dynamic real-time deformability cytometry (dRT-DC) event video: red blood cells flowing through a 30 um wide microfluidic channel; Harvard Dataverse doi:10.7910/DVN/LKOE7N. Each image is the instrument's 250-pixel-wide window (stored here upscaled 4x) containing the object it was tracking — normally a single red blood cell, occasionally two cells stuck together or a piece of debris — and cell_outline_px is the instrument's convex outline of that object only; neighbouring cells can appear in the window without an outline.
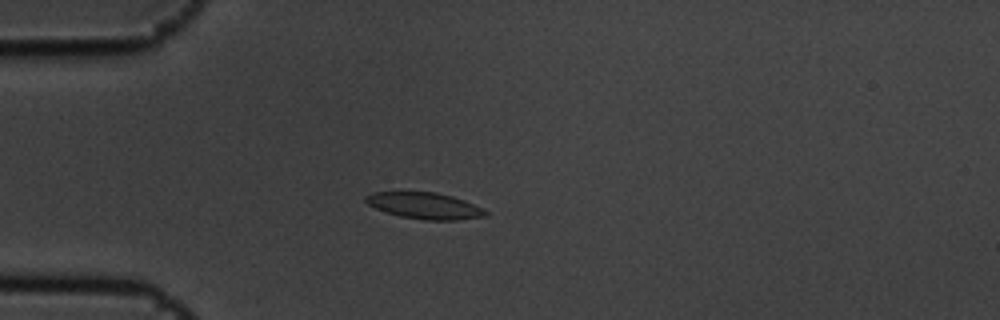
{"species": "common noctule bat (a hibernating species)", "species_latin": "Nyctalus noctula", "temperature_condition": "cold", "stored_images_in_passage": 13, "camera_frame_rate_fps": 3000, "um_per_image_px": 0.085, "animal": {"sex": "male", "body_mass_g": 19.5, "forearm_length_mm": 54.6}, "frame": {"image": 1, "passage_image": 2, "time_ms": 0.333, "image_size_px": [1000, 320], "cell_outline_px": [[488, 212], [484, 216], [456, 220], [424, 220], [400, 216], [376, 208], [368, 204], [364, 200], [364, 196], [372, 192], [436, 192], [452, 196], [464, 200]], "centroid_in_image_um": [36.05, 17.48], "position_along_channel_um": 48.9, "area_um2": 18.15}}
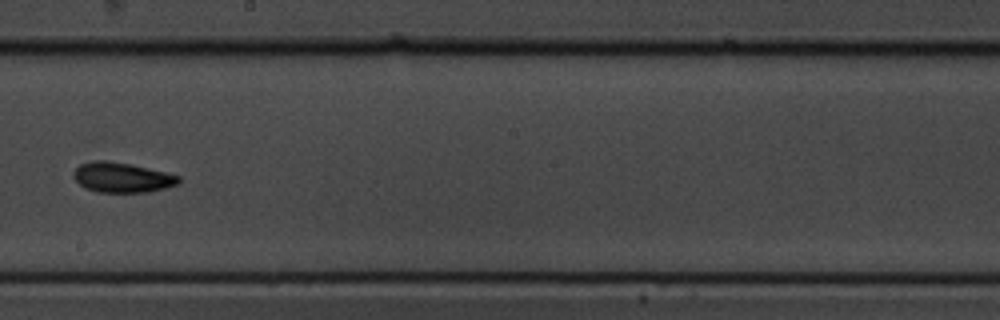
{"frame": {"image": 2, "passage_image": 7, "time_ms": 2.0, "image_size_px": [1000, 320], "cell_outline_px": [[180, 184], [148, 192], [96, 192], [84, 188], [72, 176], [72, 172], [80, 164], [92, 160], [104, 160], [132, 164], [168, 172], [180, 176]], "centroid_in_image_um": [10.38, 15.07], "position_along_channel_um": 237.8, "area_um2": 18.67}}
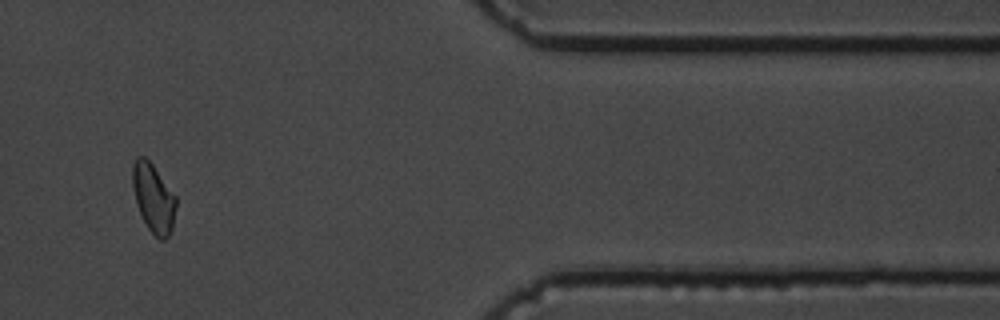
{"frame": {"image": 3, "passage_image": 11, "time_ms": 3.333, "image_size_px": [1000, 320], "cell_outline_px": [[176, 208], [172, 228], [168, 236], [164, 240], [160, 240], [148, 228], [136, 204], [132, 188], [132, 164], [136, 156], [144, 156], [152, 164], [176, 196]], "centroid_in_image_um": [13.03, 16.81], "position_along_channel_um": 398.4, "area_um2": 17.4}}